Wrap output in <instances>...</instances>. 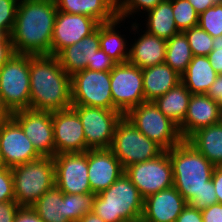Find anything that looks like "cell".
Returning a JSON list of instances; mask_svg holds the SVG:
<instances>
[{"label": "cell", "instance_id": "4316f807", "mask_svg": "<svg viewBox=\"0 0 222 222\" xmlns=\"http://www.w3.org/2000/svg\"><path fill=\"white\" fill-rule=\"evenodd\" d=\"M191 96L190 91L180 82L153 102L166 117L180 126L187 113Z\"/></svg>", "mask_w": 222, "mask_h": 222}, {"label": "cell", "instance_id": "8d00e7d4", "mask_svg": "<svg viewBox=\"0 0 222 222\" xmlns=\"http://www.w3.org/2000/svg\"><path fill=\"white\" fill-rule=\"evenodd\" d=\"M163 0H123L122 7L117 13V18L122 19L123 21L133 14H137L138 11L146 14L149 10L155 8ZM137 12V13H136Z\"/></svg>", "mask_w": 222, "mask_h": 222}, {"label": "cell", "instance_id": "5bb4252c", "mask_svg": "<svg viewBox=\"0 0 222 222\" xmlns=\"http://www.w3.org/2000/svg\"><path fill=\"white\" fill-rule=\"evenodd\" d=\"M11 118L42 156H55L52 112L21 109L11 113Z\"/></svg>", "mask_w": 222, "mask_h": 222}, {"label": "cell", "instance_id": "e0dca14e", "mask_svg": "<svg viewBox=\"0 0 222 222\" xmlns=\"http://www.w3.org/2000/svg\"><path fill=\"white\" fill-rule=\"evenodd\" d=\"M52 120L55 155L86 152L83 125L72 107L52 112Z\"/></svg>", "mask_w": 222, "mask_h": 222}, {"label": "cell", "instance_id": "d6986e66", "mask_svg": "<svg viewBox=\"0 0 222 222\" xmlns=\"http://www.w3.org/2000/svg\"><path fill=\"white\" fill-rule=\"evenodd\" d=\"M187 201L173 186L144 199L142 222H176Z\"/></svg>", "mask_w": 222, "mask_h": 222}, {"label": "cell", "instance_id": "11a10c76", "mask_svg": "<svg viewBox=\"0 0 222 222\" xmlns=\"http://www.w3.org/2000/svg\"><path fill=\"white\" fill-rule=\"evenodd\" d=\"M3 168H5V165L2 161L1 154H0V170H2Z\"/></svg>", "mask_w": 222, "mask_h": 222}, {"label": "cell", "instance_id": "b9f144b4", "mask_svg": "<svg viewBox=\"0 0 222 222\" xmlns=\"http://www.w3.org/2000/svg\"><path fill=\"white\" fill-rule=\"evenodd\" d=\"M20 207L15 200L0 202V222H14Z\"/></svg>", "mask_w": 222, "mask_h": 222}, {"label": "cell", "instance_id": "bcb514c9", "mask_svg": "<svg viewBox=\"0 0 222 222\" xmlns=\"http://www.w3.org/2000/svg\"><path fill=\"white\" fill-rule=\"evenodd\" d=\"M15 50L11 39H0V67L14 56Z\"/></svg>", "mask_w": 222, "mask_h": 222}, {"label": "cell", "instance_id": "ac0fdd59", "mask_svg": "<svg viewBox=\"0 0 222 222\" xmlns=\"http://www.w3.org/2000/svg\"><path fill=\"white\" fill-rule=\"evenodd\" d=\"M124 172L110 149L88 150V179L92 193L108 189Z\"/></svg>", "mask_w": 222, "mask_h": 222}, {"label": "cell", "instance_id": "9a60e30c", "mask_svg": "<svg viewBox=\"0 0 222 222\" xmlns=\"http://www.w3.org/2000/svg\"><path fill=\"white\" fill-rule=\"evenodd\" d=\"M0 154L5 167L8 168L42 157L11 117L0 122Z\"/></svg>", "mask_w": 222, "mask_h": 222}, {"label": "cell", "instance_id": "7bdbcfd3", "mask_svg": "<svg viewBox=\"0 0 222 222\" xmlns=\"http://www.w3.org/2000/svg\"><path fill=\"white\" fill-rule=\"evenodd\" d=\"M176 222H203L201 210L187 204L176 219Z\"/></svg>", "mask_w": 222, "mask_h": 222}, {"label": "cell", "instance_id": "83f0119b", "mask_svg": "<svg viewBox=\"0 0 222 222\" xmlns=\"http://www.w3.org/2000/svg\"><path fill=\"white\" fill-rule=\"evenodd\" d=\"M122 21V19L116 18L112 22L99 25L100 49L116 63H125L129 57V47L127 46L130 45L123 34L121 35L119 31H116Z\"/></svg>", "mask_w": 222, "mask_h": 222}, {"label": "cell", "instance_id": "f1b7e54d", "mask_svg": "<svg viewBox=\"0 0 222 222\" xmlns=\"http://www.w3.org/2000/svg\"><path fill=\"white\" fill-rule=\"evenodd\" d=\"M146 32L164 40L179 33L172 11V0H163L146 14Z\"/></svg>", "mask_w": 222, "mask_h": 222}, {"label": "cell", "instance_id": "ee69618b", "mask_svg": "<svg viewBox=\"0 0 222 222\" xmlns=\"http://www.w3.org/2000/svg\"><path fill=\"white\" fill-rule=\"evenodd\" d=\"M203 222H222V204L216 203L201 211Z\"/></svg>", "mask_w": 222, "mask_h": 222}, {"label": "cell", "instance_id": "e575fe53", "mask_svg": "<svg viewBox=\"0 0 222 222\" xmlns=\"http://www.w3.org/2000/svg\"><path fill=\"white\" fill-rule=\"evenodd\" d=\"M198 26L213 38L222 35V4H215L201 13Z\"/></svg>", "mask_w": 222, "mask_h": 222}, {"label": "cell", "instance_id": "f546056e", "mask_svg": "<svg viewBox=\"0 0 222 222\" xmlns=\"http://www.w3.org/2000/svg\"><path fill=\"white\" fill-rule=\"evenodd\" d=\"M44 222H70L67 219L66 193L54 186L30 206Z\"/></svg>", "mask_w": 222, "mask_h": 222}, {"label": "cell", "instance_id": "4dcf8cb0", "mask_svg": "<svg viewBox=\"0 0 222 222\" xmlns=\"http://www.w3.org/2000/svg\"><path fill=\"white\" fill-rule=\"evenodd\" d=\"M193 54L184 32H179L167 40L165 63L169 65L177 74L182 76Z\"/></svg>", "mask_w": 222, "mask_h": 222}, {"label": "cell", "instance_id": "44dd1931", "mask_svg": "<svg viewBox=\"0 0 222 222\" xmlns=\"http://www.w3.org/2000/svg\"><path fill=\"white\" fill-rule=\"evenodd\" d=\"M98 49H100L99 26L91 35L84 37L76 44L64 48L57 55V58L61 67L69 76H72L87 69L88 64H93V57Z\"/></svg>", "mask_w": 222, "mask_h": 222}, {"label": "cell", "instance_id": "d590c367", "mask_svg": "<svg viewBox=\"0 0 222 222\" xmlns=\"http://www.w3.org/2000/svg\"><path fill=\"white\" fill-rule=\"evenodd\" d=\"M19 0H0V31L11 35Z\"/></svg>", "mask_w": 222, "mask_h": 222}, {"label": "cell", "instance_id": "7c38bea8", "mask_svg": "<svg viewBox=\"0 0 222 222\" xmlns=\"http://www.w3.org/2000/svg\"><path fill=\"white\" fill-rule=\"evenodd\" d=\"M125 174L144 199L173 187L172 164L167 151H163L153 159L129 165L125 168Z\"/></svg>", "mask_w": 222, "mask_h": 222}, {"label": "cell", "instance_id": "74e56055", "mask_svg": "<svg viewBox=\"0 0 222 222\" xmlns=\"http://www.w3.org/2000/svg\"><path fill=\"white\" fill-rule=\"evenodd\" d=\"M218 203L212 179L206 182V186L188 204L198 210H204L212 204Z\"/></svg>", "mask_w": 222, "mask_h": 222}, {"label": "cell", "instance_id": "5b68a950", "mask_svg": "<svg viewBox=\"0 0 222 222\" xmlns=\"http://www.w3.org/2000/svg\"><path fill=\"white\" fill-rule=\"evenodd\" d=\"M11 170L15 201L20 206H32L55 186V164L52 156H42Z\"/></svg>", "mask_w": 222, "mask_h": 222}, {"label": "cell", "instance_id": "db71d44e", "mask_svg": "<svg viewBox=\"0 0 222 222\" xmlns=\"http://www.w3.org/2000/svg\"><path fill=\"white\" fill-rule=\"evenodd\" d=\"M0 39H11V37H10V35L3 34V33L0 31Z\"/></svg>", "mask_w": 222, "mask_h": 222}, {"label": "cell", "instance_id": "6da1fadb", "mask_svg": "<svg viewBox=\"0 0 222 222\" xmlns=\"http://www.w3.org/2000/svg\"><path fill=\"white\" fill-rule=\"evenodd\" d=\"M55 0H19L10 35L16 54L51 55Z\"/></svg>", "mask_w": 222, "mask_h": 222}, {"label": "cell", "instance_id": "681fc988", "mask_svg": "<svg viewBox=\"0 0 222 222\" xmlns=\"http://www.w3.org/2000/svg\"><path fill=\"white\" fill-rule=\"evenodd\" d=\"M196 12L200 15L215 4H222V0H188Z\"/></svg>", "mask_w": 222, "mask_h": 222}, {"label": "cell", "instance_id": "7dc6e473", "mask_svg": "<svg viewBox=\"0 0 222 222\" xmlns=\"http://www.w3.org/2000/svg\"><path fill=\"white\" fill-rule=\"evenodd\" d=\"M206 95L215 100L222 109V74H218L215 81L208 89Z\"/></svg>", "mask_w": 222, "mask_h": 222}, {"label": "cell", "instance_id": "816d5d0a", "mask_svg": "<svg viewBox=\"0 0 222 222\" xmlns=\"http://www.w3.org/2000/svg\"><path fill=\"white\" fill-rule=\"evenodd\" d=\"M109 5L116 13H118L122 7L123 0H103Z\"/></svg>", "mask_w": 222, "mask_h": 222}, {"label": "cell", "instance_id": "ab89813d", "mask_svg": "<svg viewBox=\"0 0 222 222\" xmlns=\"http://www.w3.org/2000/svg\"><path fill=\"white\" fill-rule=\"evenodd\" d=\"M117 63L102 49H98L93 57V64H88V70L111 71Z\"/></svg>", "mask_w": 222, "mask_h": 222}, {"label": "cell", "instance_id": "484cf974", "mask_svg": "<svg viewBox=\"0 0 222 222\" xmlns=\"http://www.w3.org/2000/svg\"><path fill=\"white\" fill-rule=\"evenodd\" d=\"M57 10L69 14L87 15L100 24L117 18V13L103 0H55Z\"/></svg>", "mask_w": 222, "mask_h": 222}, {"label": "cell", "instance_id": "d4e9b609", "mask_svg": "<svg viewBox=\"0 0 222 222\" xmlns=\"http://www.w3.org/2000/svg\"><path fill=\"white\" fill-rule=\"evenodd\" d=\"M217 76L207 56H193L181 82L191 94H206Z\"/></svg>", "mask_w": 222, "mask_h": 222}, {"label": "cell", "instance_id": "f6af8a7d", "mask_svg": "<svg viewBox=\"0 0 222 222\" xmlns=\"http://www.w3.org/2000/svg\"><path fill=\"white\" fill-rule=\"evenodd\" d=\"M14 222H44V221L30 206H21L15 216Z\"/></svg>", "mask_w": 222, "mask_h": 222}, {"label": "cell", "instance_id": "9f6ffc18", "mask_svg": "<svg viewBox=\"0 0 222 222\" xmlns=\"http://www.w3.org/2000/svg\"><path fill=\"white\" fill-rule=\"evenodd\" d=\"M219 123L222 125V109H220V120Z\"/></svg>", "mask_w": 222, "mask_h": 222}, {"label": "cell", "instance_id": "30bf717a", "mask_svg": "<svg viewBox=\"0 0 222 222\" xmlns=\"http://www.w3.org/2000/svg\"><path fill=\"white\" fill-rule=\"evenodd\" d=\"M81 119L85 134L86 151L110 149L114 130L123 114L118 110L100 107L72 105Z\"/></svg>", "mask_w": 222, "mask_h": 222}, {"label": "cell", "instance_id": "277c9868", "mask_svg": "<svg viewBox=\"0 0 222 222\" xmlns=\"http://www.w3.org/2000/svg\"><path fill=\"white\" fill-rule=\"evenodd\" d=\"M144 198L125 172L108 188L96 194L93 212L105 222L142 219Z\"/></svg>", "mask_w": 222, "mask_h": 222}, {"label": "cell", "instance_id": "d6a6232c", "mask_svg": "<svg viewBox=\"0 0 222 222\" xmlns=\"http://www.w3.org/2000/svg\"><path fill=\"white\" fill-rule=\"evenodd\" d=\"M172 11L179 32L198 26L199 14L188 0H172Z\"/></svg>", "mask_w": 222, "mask_h": 222}, {"label": "cell", "instance_id": "1f68e13d", "mask_svg": "<svg viewBox=\"0 0 222 222\" xmlns=\"http://www.w3.org/2000/svg\"><path fill=\"white\" fill-rule=\"evenodd\" d=\"M95 193L66 194L67 219L78 222L85 214L93 211Z\"/></svg>", "mask_w": 222, "mask_h": 222}, {"label": "cell", "instance_id": "f907efd6", "mask_svg": "<svg viewBox=\"0 0 222 222\" xmlns=\"http://www.w3.org/2000/svg\"><path fill=\"white\" fill-rule=\"evenodd\" d=\"M78 222H105V221L92 211L90 213L85 214Z\"/></svg>", "mask_w": 222, "mask_h": 222}, {"label": "cell", "instance_id": "8fae6325", "mask_svg": "<svg viewBox=\"0 0 222 222\" xmlns=\"http://www.w3.org/2000/svg\"><path fill=\"white\" fill-rule=\"evenodd\" d=\"M72 105L113 110L110 71L84 69L71 76Z\"/></svg>", "mask_w": 222, "mask_h": 222}, {"label": "cell", "instance_id": "7a4b0ae2", "mask_svg": "<svg viewBox=\"0 0 222 222\" xmlns=\"http://www.w3.org/2000/svg\"><path fill=\"white\" fill-rule=\"evenodd\" d=\"M30 109L55 112L72 106L71 76L55 55H29Z\"/></svg>", "mask_w": 222, "mask_h": 222}, {"label": "cell", "instance_id": "9c48e42d", "mask_svg": "<svg viewBox=\"0 0 222 222\" xmlns=\"http://www.w3.org/2000/svg\"><path fill=\"white\" fill-rule=\"evenodd\" d=\"M113 110L125 115L131 108L145 102L143 73L128 62L117 63L110 71Z\"/></svg>", "mask_w": 222, "mask_h": 222}, {"label": "cell", "instance_id": "836d02e7", "mask_svg": "<svg viewBox=\"0 0 222 222\" xmlns=\"http://www.w3.org/2000/svg\"><path fill=\"white\" fill-rule=\"evenodd\" d=\"M193 56H208L212 51L213 37L199 26L184 31Z\"/></svg>", "mask_w": 222, "mask_h": 222}, {"label": "cell", "instance_id": "f35d334b", "mask_svg": "<svg viewBox=\"0 0 222 222\" xmlns=\"http://www.w3.org/2000/svg\"><path fill=\"white\" fill-rule=\"evenodd\" d=\"M15 200L14 181L11 168L0 170V202Z\"/></svg>", "mask_w": 222, "mask_h": 222}, {"label": "cell", "instance_id": "2e32d148", "mask_svg": "<svg viewBox=\"0 0 222 222\" xmlns=\"http://www.w3.org/2000/svg\"><path fill=\"white\" fill-rule=\"evenodd\" d=\"M100 23L87 15L57 11L53 28L51 55L57 56L64 48L94 33Z\"/></svg>", "mask_w": 222, "mask_h": 222}, {"label": "cell", "instance_id": "cb8c5ba5", "mask_svg": "<svg viewBox=\"0 0 222 222\" xmlns=\"http://www.w3.org/2000/svg\"><path fill=\"white\" fill-rule=\"evenodd\" d=\"M214 166H222V125L202 127L187 139Z\"/></svg>", "mask_w": 222, "mask_h": 222}, {"label": "cell", "instance_id": "ba28073f", "mask_svg": "<svg viewBox=\"0 0 222 222\" xmlns=\"http://www.w3.org/2000/svg\"><path fill=\"white\" fill-rule=\"evenodd\" d=\"M0 97L10 113L21 109H30L28 54H14L8 62L0 67Z\"/></svg>", "mask_w": 222, "mask_h": 222}, {"label": "cell", "instance_id": "4fadbf2b", "mask_svg": "<svg viewBox=\"0 0 222 222\" xmlns=\"http://www.w3.org/2000/svg\"><path fill=\"white\" fill-rule=\"evenodd\" d=\"M55 186L66 194L92 193L88 179V150L53 157Z\"/></svg>", "mask_w": 222, "mask_h": 222}, {"label": "cell", "instance_id": "ffe728a7", "mask_svg": "<svg viewBox=\"0 0 222 222\" xmlns=\"http://www.w3.org/2000/svg\"><path fill=\"white\" fill-rule=\"evenodd\" d=\"M219 120L220 107L215 100L206 94H192L179 131L182 138L186 140L196 130L218 124Z\"/></svg>", "mask_w": 222, "mask_h": 222}, {"label": "cell", "instance_id": "f5cc1de1", "mask_svg": "<svg viewBox=\"0 0 222 222\" xmlns=\"http://www.w3.org/2000/svg\"><path fill=\"white\" fill-rule=\"evenodd\" d=\"M9 117H11V113L6 109L0 97V122L7 120Z\"/></svg>", "mask_w": 222, "mask_h": 222}, {"label": "cell", "instance_id": "3957f363", "mask_svg": "<svg viewBox=\"0 0 222 222\" xmlns=\"http://www.w3.org/2000/svg\"><path fill=\"white\" fill-rule=\"evenodd\" d=\"M167 152L172 164L173 186L188 204L211 180L215 166L186 140Z\"/></svg>", "mask_w": 222, "mask_h": 222}, {"label": "cell", "instance_id": "603a6c76", "mask_svg": "<svg viewBox=\"0 0 222 222\" xmlns=\"http://www.w3.org/2000/svg\"><path fill=\"white\" fill-rule=\"evenodd\" d=\"M145 102H153L181 82L177 74L165 62L142 69Z\"/></svg>", "mask_w": 222, "mask_h": 222}, {"label": "cell", "instance_id": "60d3db41", "mask_svg": "<svg viewBox=\"0 0 222 222\" xmlns=\"http://www.w3.org/2000/svg\"><path fill=\"white\" fill-rule=\"evenodd\" d=\"M212 46L213 49L207 57L214 70L222 74V35L213 38Z\"/></svg>", "mask_w": 222, "mask_h": 222}, {"label": "cell", "instance_id": "7402d4cb", "mask_svg": "<svg viewBox=\"0 0 222 222\" xmlns=\"http://www.w3.org/2000/svg\"><path fill=\"white\" fill-rule=\"evenodd\" d=\"M134 41L129 48L127 62L141 69L165 62L167 41L147 33Z\"/></svg>", "mask_w": 222, "mask_h": 222}, {"label": "cell", "instance_id": "c3c4849f", "mask_svg": "<svg viewBox=\"0 0 222 222\" xmlns=\"http://www.w3.org/2000/svg\"><path fill=\"white\" fill-rule=\"evenodd\" d=\"M211 179L214 184L218 203L222 204V166H215Z\"/></svg>", "mask_w": 222, "mask_h": 222}, {"label": "cell", "instance_id": "52a82bcc", "mask_svg": "<svg viewBox=\"0 0 222 222\" xmlns=\"http://www.w3.org/2000/svg\"><path fill=\"white\" fill-rule=\"evenodd\" d=\"M110 150L124 169L131 164L153 159L164 151L142 134L124 115L116 124Z\"/></svg>", "mask_w": 222, "mask_h": 222}, {"label": "cell", "instance_id": "8992f818", "mask_svg": "<svg viewBox=\"0 0 222 222\" xmlns=\"http://www.w3.org/2000/svg\"><path fill=\"white\" fill-rule=\"evenodd\" d=\"M124 116L164 151L170 150L184 140L179 126L166 117L154 102L141 103L131 108Z\"/></svg>", "mask_w": 222, "mask_h": 222}]
</instances>
